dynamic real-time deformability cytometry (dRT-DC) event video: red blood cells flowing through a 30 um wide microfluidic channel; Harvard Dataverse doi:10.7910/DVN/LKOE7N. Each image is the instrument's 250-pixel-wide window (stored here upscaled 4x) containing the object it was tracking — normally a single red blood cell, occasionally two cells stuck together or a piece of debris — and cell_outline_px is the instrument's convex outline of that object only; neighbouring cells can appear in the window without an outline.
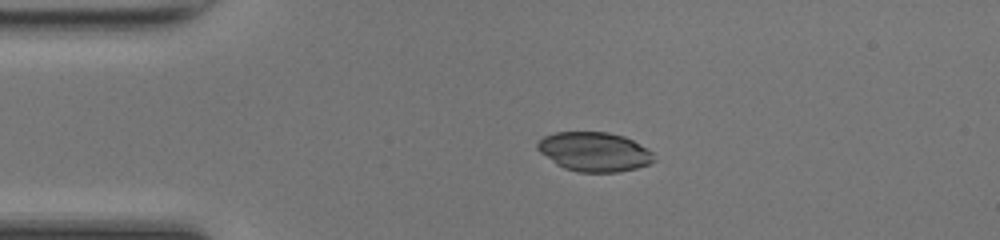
{"species": "common noctule bat (a hibernating species)", "species_latin": "Nyctalus noctula", "temperature_condition": "room temperature", "stored_images_in_passage": 39, "camera_frame_rate_fps": 3000, "um_per_image_px": 0.085, "animal": {"sex": "female", "body_mass_g": 17.0, "forearm_length_mm": 48.0}, "frame": {"image": 1, "passage_image": 1, "time_ms": 0.0, "image_size_px": [1000, 240], "cell_outline_px": [[656, 160], [648, 164], [636, 168], [620, 172], [580, 172], [564, 168], [556, 164], [540, 152], [536, 148], [536, 144], [544, 136], [556, 132], [608, 132], [624, 136], [648, 148], [652, 152]], "centroid_in_image_um": [50.53, 12.9], "position_along_channel_um": 34.5, "area_um2": 26.7}}
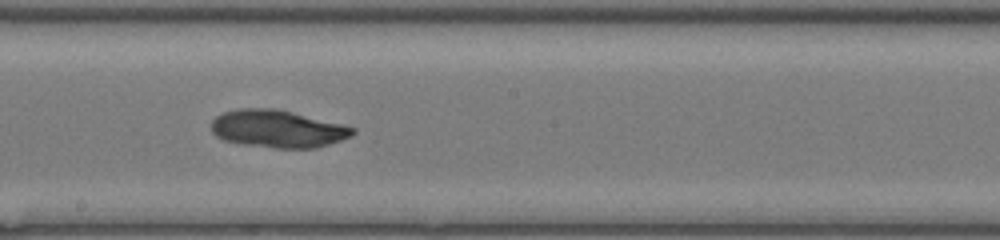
{"frame": {"image": 2, "passage_image": 17, "time_ms": 5.333, "image_size_px": [1000, 240], "cell_outline_px": [[356, 132], [352, 136], [316, 148], [276, 148], [244, 144], [224, 140], [216, 136], [212, 132], [212, 120], [216, 116], [224, 112], [240, 108], [276, 108], [344, 124], [356, 128]], "centroid_in_image_um": [23.63, 10.94], "position_along_channel_um": 224.6, "area_um2": 30.98}}
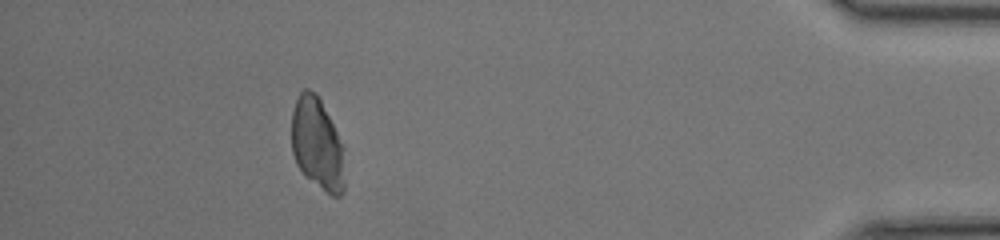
{"frame": {"image": 3, "passage_image": 34, "time_ms": 11.0, "image_size_px": [1000, 240], "cell_outline_px": [[344, 192], [340, 196], [332, 196], [308, 176], [296, 164], [292, 152], [292, 112], [296, 100], [300, 92], [304, 88], [308, 88], [316, 92], [344, 144]], "centroid_in_image_um": [26.99, 12.2], "position_along_channel_um": 408.2, "area_um2": 28.44}}